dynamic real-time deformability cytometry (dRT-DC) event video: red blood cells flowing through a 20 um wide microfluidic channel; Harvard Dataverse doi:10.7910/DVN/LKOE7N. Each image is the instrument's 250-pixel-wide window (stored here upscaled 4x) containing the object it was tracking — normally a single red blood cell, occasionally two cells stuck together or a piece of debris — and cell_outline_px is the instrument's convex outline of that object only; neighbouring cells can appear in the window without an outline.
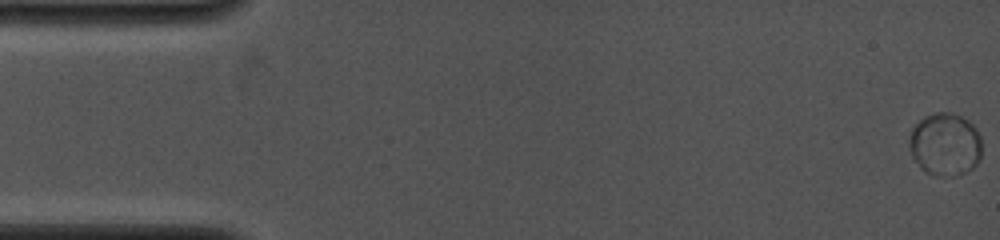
{"species": "common noctule bat (a hibernating species)", "species_latin": "Nyctalus noctula", "temperature_condition": "cold", "stored_images_in_passage": 36, "camera_frame_rate_fps": 4000, "um_per_image_px": 0.085, "animal": {"sex": "female", "body_mass_g": 19.0, "forearm_length_mm": 53.3}, "frame": {"image": 1, "passage_image": 1, "time_ms": 0.0, "image_size_px": [1000, 240], "cell_outline_px": [[980, 156], [976, 164], [972, 168], [956, 176], [932, 176], [924, 172], [920, 168], [912, 156], [908, 148], [908, 140], [912, 128], [924, 116], [936, 112], [948, 112], [960, 116], [968, 120], [976, 128], [980, 136]], "centroid_in_image_um": [80.29, 12.28], "position_along_channel_um": 4.7, "area_um2": 26.82}}
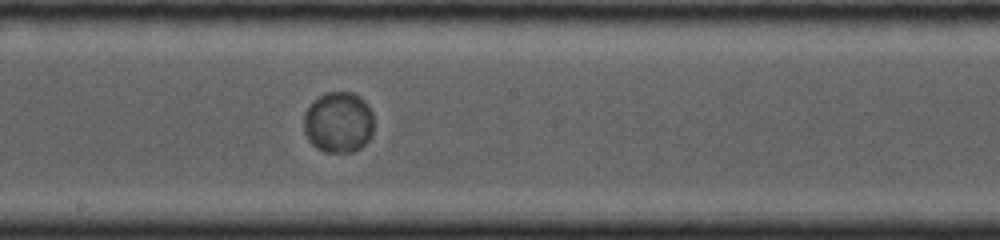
{"frame": {"image": 2, "passage_image": 21, "time_ms": 8.5, "image_size_px": [1000, 240], "cell_outline_px": [[372, 136], [360, 148], [352, 152], [324, 152], [316, 148], [308, 140], [304, 132], [304, 112], [324, 92], [352, 92], [360, 96], [368, 104], [372, 112]], "centroid_in_image_um": [28.77, 10.4], "position_along_channel_um": 219.4, "area_um2": 24.97}}
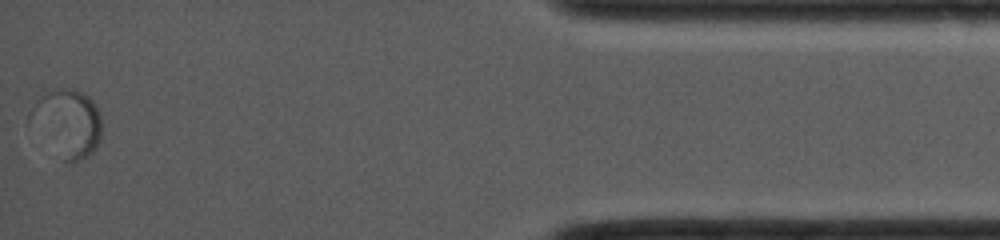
{"frame": {"image": 3, "passage_image": 36, "time_ms": 15.0, "image_size_px": [1000, 240], "cell_outline_px": [[100, 140], [92, 152], [88, 156], [72, 164], [64, 160], [36, 100], [40, 96], [48, 92], [64, 88], [72, 88], [88, 96], [92, 100], [100, 116]], "centroid_in_image_um": [6.08, 10.4], "position_along_channel_um": 429.1, "area_um2": 23.58}}